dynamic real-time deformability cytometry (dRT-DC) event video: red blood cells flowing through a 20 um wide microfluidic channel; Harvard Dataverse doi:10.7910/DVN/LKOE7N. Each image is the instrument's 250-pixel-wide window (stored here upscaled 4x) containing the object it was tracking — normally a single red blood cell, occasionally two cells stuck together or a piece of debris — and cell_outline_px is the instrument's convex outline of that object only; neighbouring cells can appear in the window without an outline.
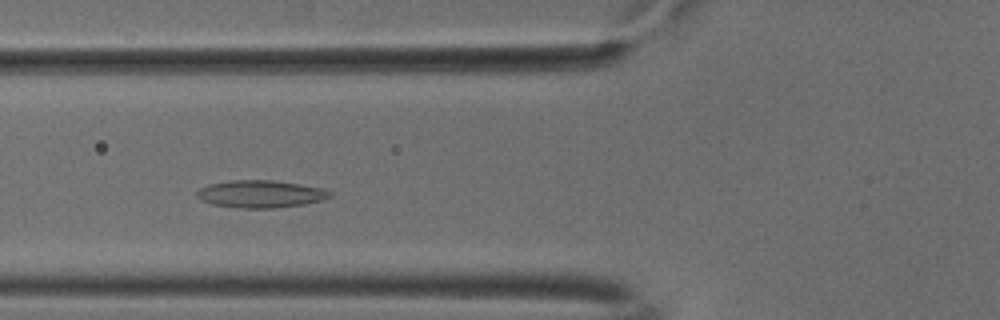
{"species": "common noctule bat (a hibernating species)", "species_latin": "Nyctalus noctula", "temperature_condition": "cold", "stored_images_in_passage": 39, "camera_frame_rate_fps": 3000, "um_per_image_px": 0.085, "animal": {"sex": "male", "body_mass_g": 18.8}, "frame": {"image": 1, "passage_image": 6, "time_ms": 1.667, "image_size_px": [1000, 320], "cell_outline_px": [[332, 196], [324, 200], [304, 204], [272, 208], [240, 208], [212, 204], [200, 200], [196, 196], [196, 192], [200, 188], [208, 184], [232, 180], [272, 180], [300, 184], [324, 188], [332, 192]], "centroid_in_image_um": [22.16, 16.48], "position_along_channel_um": 103.6, "area_um2": 21.39}}
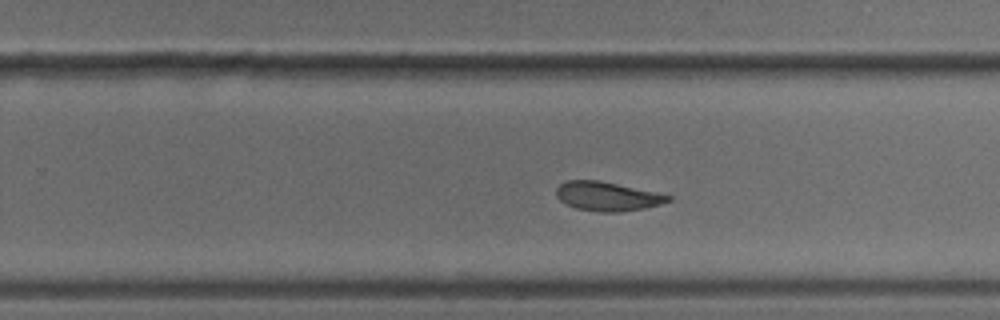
{"frame": {"image": 2, "passage_image": 20, "time_ms": 6.333, "image_size_px": [1000, 320], "cell_outline_px": [[672, 200], [660, 204], [644, 208], [620, 212], [600, 212], [576, 208], [564, 204], [556, 196], [556, 188], [564, 180], [600, 180], [656, 192], [672, 196]], "centroid_in_image_um": [51.59, 16.68], "position_along_channel_um": 278.2, "area_um2": 19.07}}
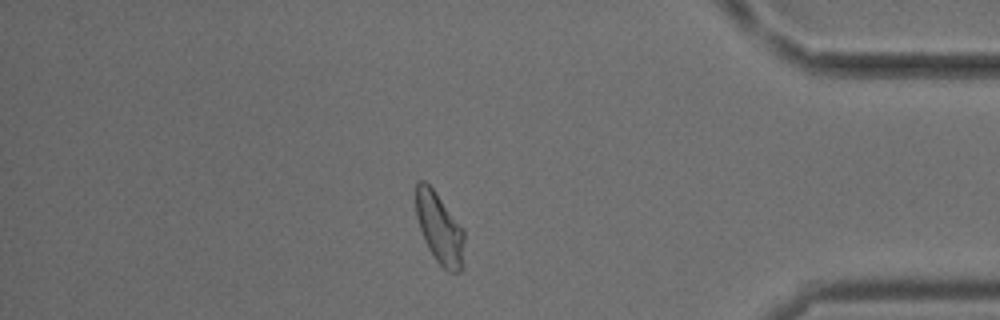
{"frame": {"image": 3, "passage_image": 32, "time_ms": 10.333, "image_size_px": [1000, 320], "cell_outline_px": [[464, 268], [460, 272], [452, 272], [444, 268], [436, 260], [428, 248], [424, 240], [416, 216], [416, 180], [424, 180], [432, 188], [464, 228]], "centroid_in_image_um": [37.38, 19.43], "position_along_channel_um": 397.8, "area_um2": 20.17}, "authors_computed_cell_mechanics": {"area_um2": 20.0566, "velocity_mm_per_s": 3.7387, "shape_relaxation_time_tau1_ms": 8.2216, "shape_relaxation_time_tau2_ms": 2.9073, "deformation_change_tau1": 0.1334, "deformation_change_tau2": 0.0844}}